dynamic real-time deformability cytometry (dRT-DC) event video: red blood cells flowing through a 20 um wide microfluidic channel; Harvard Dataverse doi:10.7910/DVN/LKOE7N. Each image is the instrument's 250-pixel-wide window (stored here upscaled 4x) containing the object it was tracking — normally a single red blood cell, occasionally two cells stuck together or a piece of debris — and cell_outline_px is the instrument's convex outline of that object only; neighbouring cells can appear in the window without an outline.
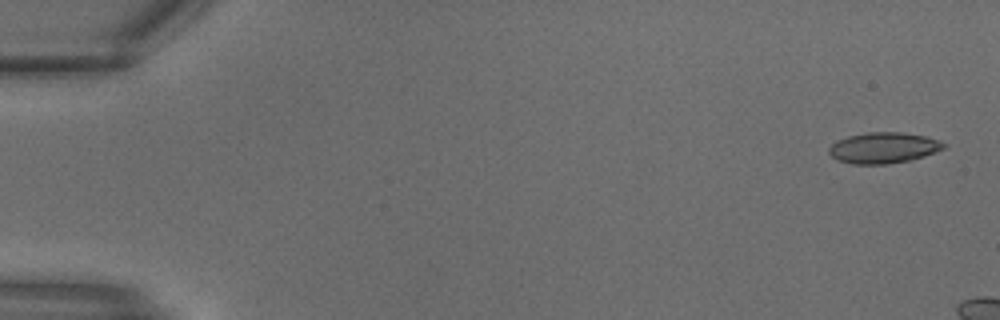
{"species": "common noctule bat (a hibernating species)", "species_latin": "Nyctalus noctula", "temperature_condition": "warm", "stored_images_in_passage": 6, "camera_frame_rate_fps": 3000, "um_per_image_px": 0.085, "animal": {"sex": "male", "body_mass_g": 18.8}, "frame": {"image": 1, "passage_image": 1, "time_ms": 0.0, "image_size_px": [1000, 320], "cell_outline_px": [[948, 144], [944, 148], [924, 156], [908, 160], [884, 164], [852, 164], [840, 160], [832, 156], [828, 152], [828, 148], [836, 140], [848, 136], [868, 132], [904, 132], [928, 136], [940, 140]], "centroid_in_image_um": [75.12, 12.54], "position_along_channel_um": 9.9, "area_um2": 20.69}}